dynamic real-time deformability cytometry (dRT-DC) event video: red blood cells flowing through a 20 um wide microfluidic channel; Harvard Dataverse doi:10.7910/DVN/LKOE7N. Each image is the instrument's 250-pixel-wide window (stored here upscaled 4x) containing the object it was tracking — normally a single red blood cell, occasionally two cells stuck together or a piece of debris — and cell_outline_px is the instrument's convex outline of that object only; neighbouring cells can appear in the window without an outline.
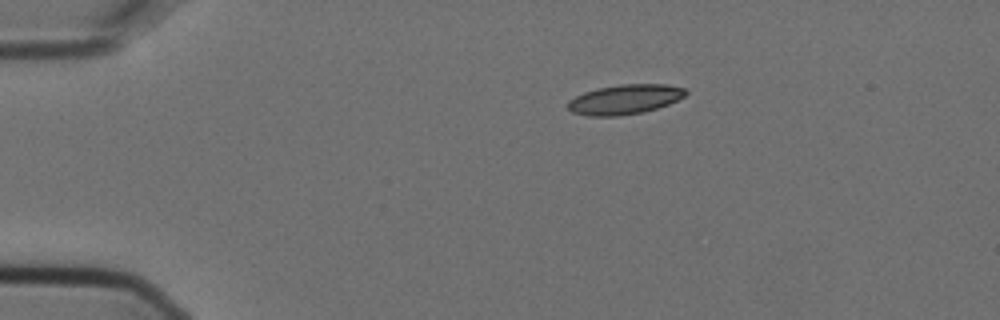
{"species": "Egyptian fruit bat (a non-hibernating species)", "species_latin": "Rousettus aegyptiacus", "temperature_condition": "cold", "stored_images_in_passage": 4, "camera_frame_rate_fps": 3000, "um_per_image_px": 0.085, "animal": {"sex": "female"}, "frame": {"image": 1, "passage_image": 4, "time_ms": 1.0, "image_size_px": [1000, 320], "cell_outline_px": [[688, 92], [684, 96], [668, 104], [644, 112], [616, 116], [588, 116], [572, 112], [568, 108], [568, 100], [584, 92], [596, 88], [620, 84], [668, 84], [684, 88]], "centroid_in_image_um": [53.09, 8.44], "position_along_channel_um": 31.9, "area_um2": 20.4}}